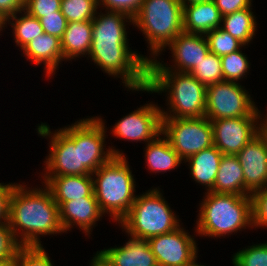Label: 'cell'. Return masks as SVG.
Here are the masks:
<instances>
[{"label": "cell", "instance_id": "obj_1", "mask_svg": "<svg viewBox=\"0 0 267 266\" xmlns=\"http://www.w3.org/2000/svg\"><path fill=\"white\" fill-rule=\"evenodd\" d=\"M100 13L96 12L92 20L88 57L108 75L121 77L129 90L143 91L148 87L149 58L132 51L128 45L125 23L133 24V18L123 12Z\"/></svg>", "mask_w": 267, "mask_h": 266}, {"label": "cell", "instance_id": "obj_2", "mask_svg": "<svg viewBox=\"0 0 267 266\" xmlns=\"http://www.w3.org/2000/svg\"><path fill=\"white\" fill-rule=\"evenodd\" d=\"M44 187L30 189L16 183L12 190L8 224L20 246H42L40 235L65 233L60 222L59 206L50 190Z\"/></svg>", "mask_w": 267, "mask_h": 266}, {"label": "cell", "instance_id": "obj_3", "mask_svg": "<svg viewBox=\"0 0 267 266\" xmlns=\"http://www.w3.org/2000/svg\"><path fill=\"white\" fill-rule=\"evenodd\" d=\"M167 92L168 111L162 118H199L205 116L206 86L190 73L173 70H149L148 87L143 92Z\"/></svg>", "mask_w": 267, "mask_h": 266}, {"label": "cell", "instance_id": "obj_4", "mask_svg": "<svg viewBox=\"0 0 267 266\" xmlns=\"http://www.w3.org/2000/svg\"><path fill=\"white\" fill-rule=\"evenodd\" d=\"M205 195L196 221L198 235L220 238L246 227L253 228L251 196L210 191Z\"/></svg>", "mask_w": 267, "mask_h": 266}, {"label": "cell", "instance_id": "obj_5", "mask_svg": "<svg viewBox=\"0 0 267 266\" xmlns=\"http://www.w3.org/2000/svg\"><path fill=\"white\" fill-rule=\"evenodd\" d=\"M133 176L125 155L113 156L92 173L94 195L101 212L118 223L128 214L137 197Z\"/></svg>", "mask_w": 267, "mask_h": 266}, {"label": "cell", "instance_id": "obj_6", "mask_svg": "<svg viewBox=\"0 0 267 266\" xmlns=\"http://www.w3.org/2000/svg\"><path fill=\"white\" fill-rule=\"evenodd\" d=\"M133 26L147 38L152 60L184 32L183 4L180 0H144L133 17Z\"/></svg>", "mask_w": 267, "mask_h": 266}, {"label": "cell", "instance_id": "obj_7", "mask_svg": "<svg viewBox=\"0 0 267 266\" xmlns=\"http://www.w3.org/2000/svg\"><path fill=\"white\" fill-rule=\"evenodd\" d=\"M179 221L158 187L137 195L119 226L131 238L148 240L175 230L180 226Z\"/></svg>", "mask_w": 267, "mask_h": 266}, {"label": "cell", "instance_id": "obj_8", "mask_svg": "<svg viewBox=\"0 0 267 266\" xmlns=\"http://www.w3.org/2000/svg\"><path fill=\"white\" fill-rule=\"evenodd\" d=\"M56 131L53 133L49 125L42 122L37 126L38 135L51 140L50 152L44 161V176L92 175L82 164L81 120Z\"/></svg>", "mask_w": 267, "mask_h": 266}, {"label": "cell", "instance_id": "obj_9", "mask_svg": "<svg viewBox=\"0 0 267 266\" xmlns=\"http://www.w3.org/2000/svg\"><path fill=\"white\" fill-rule=\"evenodd\" d=\"M162 136L182 160L214 145L211 121L199 118H162Z\"/></svg>", "mask_w": 267, "mask_h": 266}, {"label": "cell", "instance_id": "obj_10", "mask_svg": "<svg viewBox=\"0 0 267 266\" xmlns=\"http://www.w3.org/2000/svg\"><path fill=\"white\" fill-rule=\"evenodd\" d=\"M234 81H221L206 87L205 117L209 120L262 116L249 92Z\"/></svg>", "mask_w": 267, "mask_h": 266}, {"label": "cell", "instance_id": "obj_11", "mask_svg": "<svg viewBox=\"0 0 267 266\" xmlns=\"http://www.w3.org/2000/svg\"><path fill=\"white\" fill-rule=\"evenodd\" d=\"M260 119L261 116H248L210 120L214 146L224 155H237L260 133Z\"/></svg>", "mask_w": 267, "mask_h": 266}, {"label": "cell", "instance_id": "obj_12", "mask_svg": "<svg viewBox=\"0 0 267 266\" xmlns=\"http://www.w3.org/2000/svg\"><path fill=\"white\" fill-rule=\"evenodd\" d=\"M147 241L158 266H186L198 254L196 240L181 225Z\"/></svg>", "mask_w": 267, "mask_h": 266}, {"label": "cell", "instance_id": "obj_13", "mask_svg": "<svg viewBox=\"0 0 267 266\" xmlns=\"http://www.w3.org/2000/svg\"><path fill=\"white\" fill-rule=\"evenodd\" d=\"M111 133L128 141H153L162 133L161 109L158 105L144 104L114 124Z\"/></svg>", "mask_w": 267, "mask_h": 266}, {"label": "cell", "instance_id": "obj_14", "mask_svg": "<svg viewBox=\"0 0 267 266\" xmlns=\"http://www.w3.org/2000/svg\"><path fill=\"white\" fill-rule=\"evenodd\" d=\"M166 47L172 51L174 59L172 65H165L157 58L149 60V70H173L176 72L190 73L209 53V45L205 35L180 33ZM170 66V67H168Z\"/></svg>", "mask_w": 267, "mask_h": 266}, {"label": "cell", "instance_id": "obj_15", "mask_svg": "<svg viewBox=\"0 0 267 266\" xmlns=\"http://www.w3.org/2000/svg\"><path fill=\"white\" fill-rule=\"evenodd\" d=\"M106 129L105 122L99 116L81 119L82 164L91 173L107 163L113 156H124L123 152L112 146H108L109 149L105 147Z\"/></svg>", "mask_w": 267, "mask_h": 266}, {"label": "cell", "instance_id": "obj_16", "mask_svg": "<svg viewBox=\"0 0 267 266\" xmlns=\"http://www.w3.org/2000/svg\"><path fill=\"white\" fill-rule=\"evenodd\" d=\"M244 174V196L267 187V141L259 133L236 155Z\"/></svg>", "mask_w": 267, "mask_h": 266}, {"label": "cell", "instance_id": "obj_17", "mask_svg": "<svg viewBox=\"0 0 267 266\" xmlns=\"http://www.w3.org/2000/svg\"><path fill=\"white\" fill-rule=\"evenodd\" d=\"M59 213L64 232L70 231L76 224L87 236L91 234L96 221H99L104 215L95 197H84L64 202L59 207Z\"/></svg>", "mask_w": 267, "mask_h": 266}, {"label": "cell", "instance_id": "obj_18", "mask_svg": "<svg viewBox=\"0 0 267 266\" xmlns=\"http://www.w3.org/2000/svg\"><path fill=\"white\" fill-rule=\"evenodd\" d=\"M60 207L64 202L84 197H95L92 175L41 176Z\"/></svg>", "mask_w": 267, "mask_h": 266}, {"label": "cell", "instance_id": "obj_19", "mask_svg": "<svg viewBox=\"0 0 267 266\" xmlns=\"http://www.w3.org/2000/svg\"><path fill=\"white\" fill-rule=\"evenodd\" d=\"M26 59L34 62L35 65L44 64L46 76L54 75L63 61L61 39L48 33H43L39 37L32 39L21 49Z\"/></svg>", "mask_w": 267, "mask_h": 266}, {"label": "cell", "instance_id": "obj_20", "mask_svg": "<svg viewBox=\"0 0 267 266\" xmlns=\"http://www.w3.org/2000/svg\"><path fill=\"white\" fill-rule=\"evenodd\" d=\"M99 252L114 266H158L147 240L130 237L123 246Z\"/></svg>", "mask_w": 267, "mask_h": 266}, {"label": "cell", "instance_id": "obj_21", "mask_svg": "<svg viewBox=\"0 0 267 266\" xmlns=\"http://www.w3.org/2000/svg\"><path fill=\"white\" fill-rule=\"evenodd\" d=\"M222 16L214 0L183 5V30L190 34L206 35L221 27Z\"/></svg>", "mask_w": 267, "mask_h": 266}, {"label": "cell", "instance_id": "obj_22", "mask_svg": "<svg viewBox=\"0 0 267 266\" xmlns=\"http://www.w3.org/2000/svg\"><path fill=\"white\" fill-rule=\"evenodd\" d=\"M92 21L68 22L61 39L63 61L89 55L92 45Z\"/></svg>", "mask_w": 267, "mask_h": 266}, {"label": "cell", "instance_id": "obj_23", "mask_svg": "<svg viewBox=\"0 0 267 266\" xmlns=\"http://www.w3.org/2000/svg\"><path fill=\"white\" fill-rule=\"evenodd\" d=\"M223 154L214 145L190 156L184 162H189L190 175L197 183L210 191L218 173Z\"/></svg>", "mask_w": 267, "mask_h": 266}, {"label": "cell", "instance_id": "obj_24", "mask_svg": "<svg viewBox=\"0 0 267 266\" xmlns=\"http://www.w3.org/2000/svg\"><path fill=\"white\" fill-rule=\"evenodd\" d=\"M210 192L244 196V174L236 155L223 154Z\"/></svg>", "mask_w": 267, "mask_h": 266}, {"label": "cell", "instance_id": "obj_25", "mask_svg": "<svg viewBox=\"0 0 267 266\" xmlns=\"http://www.w3.org/2000/svg\"><path fill=\"white\" fill-rule=\"evenodd\" d=\"M159 134L153 141L146 144L145 162L150 172L161 173L173 170L182 163L178 153L172 148L167 138Z\"/></svg>", "mask_w": 267, "mask_h": 266}, {"label": "cell", "instance_id": "obj_26", "mask_svg": "<svg viewBox=\"0 0 267 266\" xmlns=\"http://www.w3.org/2000/svg\"><path fill=\"white\" fill-rule=\"evenodd\" d=\"M249 8L233 12L231 14L222 17L220 28L229 33L232 37H235L245 46L252 41L257 30L256 17Z\"/></svg>", "mask_w": 267, "mask_h": 266}, {"label": "cell", "instance_id": "obj_27", "mask_svg": "<svg viewBox=\"0 0 267 266\" xmlns=\"http://www.w3.org/2000/svg\"><path fill=\"white\" fill-rule=\"evenodd\" d=\"M23 12V13H22ZM21 14V16L18 17ZM17 14V15H16ZM15 15L5 20V25L11 24L14 33V40L21 49L25 47L32 39L39 37L44 33L41 22L36 17L31 16L27 11L17 12ZM23 14V15H22ZM12 20V22H11ZM10 22V23H9Z\"/></svg>", "mask_w": 267, "mask_h": 266}, {"label": "cell", "instance_id": "obj_28", "mask_svg": "<svg viewBox=\"0 0 267 266\" xmlns=\"http://www.w3.org/2000/svg\"><path fill=\"white\" fill-rule=\"evenodd\" d=\"M97 9L98 0H61V12L68 22L92 21Z\"/></svg>", "mask_w": 267, "mask_h": 266}, {"label": "cell", "instance_id": "obj_29", "mask_svg": "<svg viewBox=\"0 0 267 266\" xmlns=\"http://www.w3.org/2000/svg\"><path fill=\"white\" fill-rule=\"evenodd\" d=\"M190 74L206 87L224 81L221 58L209 52Z\"/></svg>", "mask_w": 267, "mask_h": 266}, {"label": "cell", "instance_id": "obj_30", "mask_svg": "<svg viewBox=\"0 0 267 266\" xmlns=\"http://www.w3.org/2000/svg\"><path fill=\"white\" fill-rule=\"evenodd\" d=\"M222 74L224 81L237 82L246 77L250 63L248 57L241 50L233 51L228 55L221 56Z\"/></svg>", "mask_w": 267, "mask_h": 266}, {"label": "cell", "instance_id": "obj_31", "mask_svg": "<svg viewBox=\"0 0 267 266\" xmlns=\"http://www.w3.org/2000/svg\"><path fill=\"white\" fill-rule=\"evenodd\" d=\"M209 52L218 55L219 57L228 55L233 51L240 50L245 45L235 37H232L229 33L222 28H216L211 30L206 35Z\"/></svg>", "mask_w": 267, "mask_h": 266}, {"label": "cell", "instance_id": "obj_32", "mask_svg": "<svg viewBox=\"0 0 267 266\" xmlns=\"http://www.w3.org/2000/svg\"><path fill=\"white\" fill-rule=\"evenodd\" d=\"M234 266H267V242L248 246L235 253Z\"/></svg>", "mask_w": 267, "mask_h": 266}, {"label": "cell", "instance_id": "obj_33", "mask_svg": "<svg viewBox=\"0 0 267 266\" xmlns=\"http://www.w3.org/2000/svg\"><path fill=\"white\" fill-rule=\"evenodd\" d=\"M15 266H53L42 246H20L15 255Z\"/></svg>", "mask_w": 267, "mask_h": 266}, {"label": "cell", "instance_id": "obj_34", "mask_svg": "<svg viewBox=\"0 0 267 266\" xmlns=\"http://www.w3.org/2000/svg\"><path fill=\"white\" fill-rule=\"evenodd\" d=\"M252 225L267 228V187L251 194Z\"/></svg>", "mask_w": 267, "mask_h": 266}, {"label": "cell", "instance_id": "obj_35", "mask_svg": "<svg viewBox=\"0 0 267 266\" xmlns=\"http://www.w3.org/2000/svg\"><path fill=\"white\" fill-rule=\"evenodd\" d=\"M61 10V0H25V11L40 19Z\"/></svg>", "mask_w": 267, "mask_h": 266}, {"label": "cell", "instance_id": "obj_36", "mask_svg": "<svg viewBox=\"0 0 267 266\" xmlns=\"http://www.w3.org/2000/svg\"><path fill=\"white\" fill-rule=\"evenodd\" d=\"M39 20L41 22L44 33H48L52 36H56L62 39L67 28L68 21L62 14L61 10L55 12V14L46 15Z\"/></svg>", "mask_w": 267, "mask_h": 266}, {"label": "cell", "instance_id": "obj_37", "mask_svg": "<svg viewBox=\"0 0 267 266\" xmlns=\"http://www.w3.org/2000/svg\"><path fill=\"white\" fill-rule=\"evenodd\" d=\"M20 245L14 239L8 223L0 224V259H15Z\"/></svg>", "mask_w": 267, "mask_h": 266}, {"label": "cell", "instance_id": "obj_38", "mask_svg": "<svg viewBox=\"0 0 267 266\" xmlns=\"http://www.w3.org/2000/svg\"><path fill=\"white\" fill-rule=\"evenodd\" d=\"M143 1L144 0H98V6L105 7V11L123 12L133 18L138 13Z\"/></svg>", "mask_w": 267, "mask_h": 266}, {"label": "cell", "instance_id": "obj_39", "mask_svg": "<svg viewBox=\"0 0 267 266\" xmlns=\"http://www.w3.org/2000/svg\"><path fill=\"white\" fill-rule=\"evenodd\" d=\"M214 2L222 17L252 6V0H214Z\"/></svg>", "mask_w": 267, "mask_h": 266}, {"label": "cell", "instance_id": "obj_40", "mask_svg": "<svg viewBox=\"0 0 267 266\" xmlns=\"http://www.w3.org/2000/svg\"><path fill=\"white\" fill-rule=\"evenodd\" d=\"M15 183H0V224L8 223L9 200Z\"/></svg>", "mask_w": 267, "mask_h": 266}, {"label": "cell", "instance_id": "obj_41", "mask_svg": "<svg viewBox=\"0 0 267 266\" xmlns=\"http://www.w3.org/2000/svg\"><path fill=\"white\" fill-rule=\"evenodd\" d=\"M23 10H25V0H0V16L4 20Z\"/></svg>", "mask_w": 267, "mask_h": 266}, {"label": "cell", "instance_id": "obj_42", "mask_svg": "<svg viewBox=\"0 0 267 266\" xmlns=\"http://www.w3.org/2000/svg\"><path fill=\"white\" fill-rule=\"evenodd\" d=\"M91 266H114L111 264L99 251L95 254L91 260Z\"/></svg>", "mask_w": 267, "mask_h": 266}, {"label": "cell", "instance_id": "obj_43", "mask_svg": "<svg viewBox=\"0 0 267 266\" xmlns=\"http://www.w3.org/2000/svg\"><path fill=\"white\" fill-rule=\"evenodd\" d=\"M0 266H15V259H0Z\"/></svg>", "mask_w": 267, "mask_h": 266}, {"label": "cell", "instance_id": "obj_44", "mask_svg": "<svg viewBox=\"0 0 267 266\" xmlns=\"http://www.w3.org/2000/svg\"><path fill=\"white\" fill-rule=\"evenodd\" d=\"M260 133L267 141V125H260Z\"/></svg>", "mask_w": 267, "mask_h": 266}, {"label": "cell", "instance_id": "obj_45", "mask_svg": "<svg viewBox=\"0 0 267 266\" xmlns=\"http://www.w3.org/2000/svg\"><path fill=\"white\" fill-rule=\"evenodd\" d=\"M203 1H208V0H180V2L183 5H188V4H191V3L203 2Z\"/></svg>", "mask_w": 267, "mask_h": 266}, {"label": "cell", "instance_id": "obj_46", "mask_svg": "<svg viewBox=\"0 0 267 266\" xmlns=\"http://www.w3.org/2000/svg\"><path fill=\"white\" fill-rule=\"evenodd\" d=\"M197 257H195L190 263H188L186 266H205V265H201L196 263Z\"/></svg>", "mask_w": 267, "mask_h": 266}, {"label": "cell", "instance_id": "obj_47", "mask_svg": "<svg viewBox=\"0 0 267 266\" xmlns=\"http://www.w3.org/2000/svg\"><path fill=\"white\" fill-rule=\"evenodd\" d=\"M5 27V20L0 16V32L4 30Z\"/></svg>", "mask_w": 267, "mask_h": 266}, {"label": "cell", "instance_id": "obj_48", "mask_svg": "<svg viewBox=\"0 0 267 266\" xmlns=\"http://www.w3.org/2000/svg\"><path fill=\"white\" fill-rule=\"evenodd\" d=\"M266 116H267V114L265 115V117H263V120H262V117H261V119H260V125H267V117Z\"/></svg>", "mask_w": 267, "mask_h": 266}]
</instances>
